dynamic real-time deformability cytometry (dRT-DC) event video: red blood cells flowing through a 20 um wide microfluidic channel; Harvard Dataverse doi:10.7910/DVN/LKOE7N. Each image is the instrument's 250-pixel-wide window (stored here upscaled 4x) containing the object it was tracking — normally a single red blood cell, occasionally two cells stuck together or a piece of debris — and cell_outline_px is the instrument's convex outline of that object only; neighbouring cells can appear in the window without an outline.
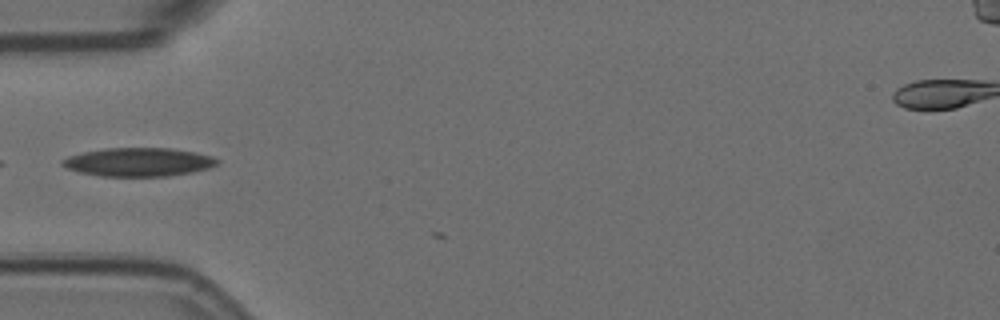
{"species": "Egyptian fruit bat (a non-hibernating species)", "species_latin": "Rousettus aegyptiacus", "temperature_condition": "room temperature", "stored_images_in_passage": 3, "camera_frame_rate_fps": 3000, "um_per_image_px": 0.085, "animal": {"sex": "female"}, "frame": {"image": 1, "passage_image": 2, "time_ms": 0.333, "image_size_px": [1000, 320], "cell_outline_px": [[220, 164], [208, 168], [192, 172], [168, 176], [100, 176], [80, 172], [68, 168], [60, 164], [60, 160], [68, 156], [84, 152], [104, 148], [172, 148], [212, 156], [220, 160]], "centroid_in_image_um": [11.78, 13.77], "position_along_channel_um": 73.2, "area_um2": 25.78}}